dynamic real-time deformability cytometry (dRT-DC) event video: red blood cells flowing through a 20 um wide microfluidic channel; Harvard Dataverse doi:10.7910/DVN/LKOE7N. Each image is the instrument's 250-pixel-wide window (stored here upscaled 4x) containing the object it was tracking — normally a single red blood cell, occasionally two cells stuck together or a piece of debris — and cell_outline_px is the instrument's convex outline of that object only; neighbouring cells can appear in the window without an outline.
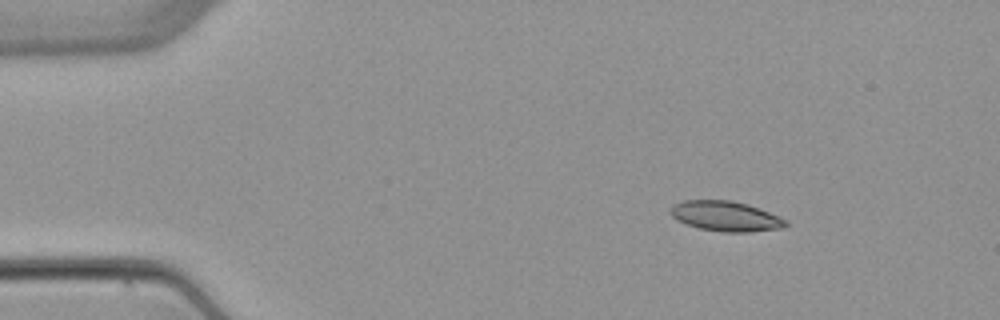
{"species": "common noctule bat (a hibernating species)", "species_latin": "Nyctalus noctula", "temperature_condition": "warm", "stored_images_in_passage": 3, "camera_frame_rate_fps": 3000, "um_per_image_px": 0.085, "animal": {"sex": "female", "body_mass_g": 22.7, "forearm_length_mm": 54.2}, "frame": {"image": 1, "passage_image": 1, "time_ms": 0.0, "image_size_px": [1000, 320], "cell_outline_px": [[788, 224], [784, 228], [748, 232], [724, 232], [700, 228], [676, 220], [668, 212], [668, 208], [672, 204], [684, 200], [732, 200], [748, 204], [760, 208], [780, 216], [788, 220]], "centroid_in_image_um": [61.69, 18.36], "position_along_channel_um": 23.3, "area_um2": 20.52}}